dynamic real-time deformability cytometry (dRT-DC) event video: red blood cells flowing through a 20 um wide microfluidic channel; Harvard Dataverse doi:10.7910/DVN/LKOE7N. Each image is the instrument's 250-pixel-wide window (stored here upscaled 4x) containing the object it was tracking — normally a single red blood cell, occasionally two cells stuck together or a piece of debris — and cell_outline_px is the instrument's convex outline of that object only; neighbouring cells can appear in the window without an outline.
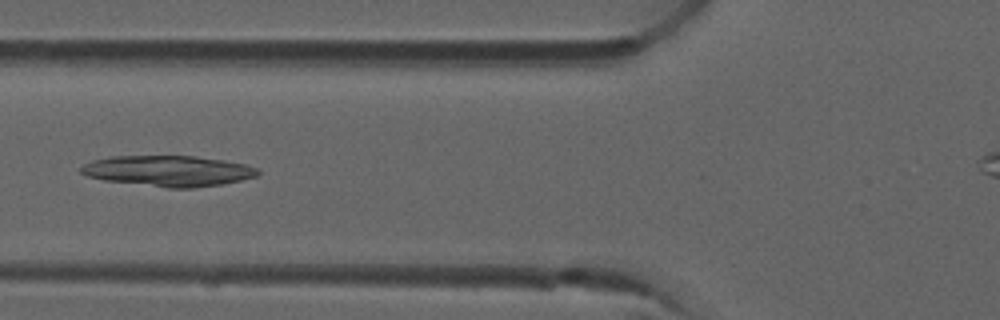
{"species": "common noctule bat (a hibernating species)", "species_latin": "Nyctalus noctula", "temperature_condition": "room temperature", "stored_images_in_passage": 7, "camera_frame_rate_fps": 3000, "um_per_image_px": 0.085, "animal": {"sex": "male", "forearm_length_mm": 52.5}, "frame": {"image": 1, "passage_image": 6, "time_ms": 1.667, "image_size_px": [1000, 320], "cell_outline_px": [[260, 172], [256, 176], [240, 180], [220, 184], [192, 188], [168, 188], [104, 180], [88, 176], [80, 172], [80, 168], [84, 164], [92, 160], [108, 156], [196, 156], [224, 160], [248, 164], [260, 168]], "centroid_in_image_um": [14.32, 14.52], "position_along_channel_um": 111.5, "area_um2": 31.79}}
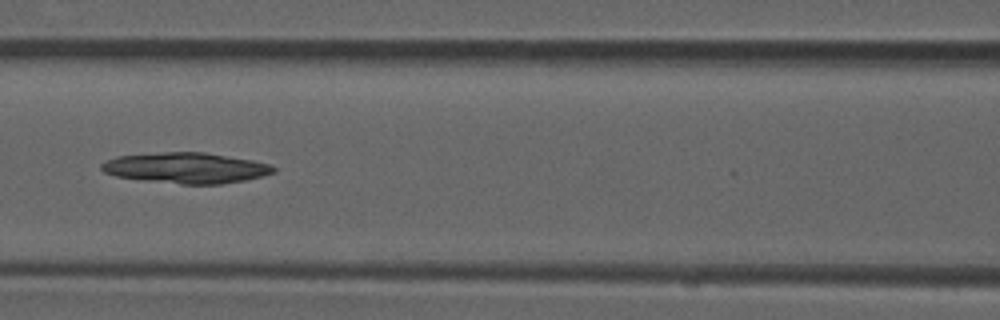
{"frame": {"image": 2, "passage_image": 7, "time_ms": 2.0, "image_size_px": [1000, 320], "cell_outline_px": [[276, 172], [244, 180], [220, 184], [180, 184], [144, 180], [116, 176], [104, 172], [100, 168], [100, 164], [116, 156], [164, 152], [204, 152], [252, 160], [272, 164], [276, 168]], "centroid_in_image_um": [15.82, 14.27], "position_along_channel_um": 150.8, "area_um2": 30.63}}